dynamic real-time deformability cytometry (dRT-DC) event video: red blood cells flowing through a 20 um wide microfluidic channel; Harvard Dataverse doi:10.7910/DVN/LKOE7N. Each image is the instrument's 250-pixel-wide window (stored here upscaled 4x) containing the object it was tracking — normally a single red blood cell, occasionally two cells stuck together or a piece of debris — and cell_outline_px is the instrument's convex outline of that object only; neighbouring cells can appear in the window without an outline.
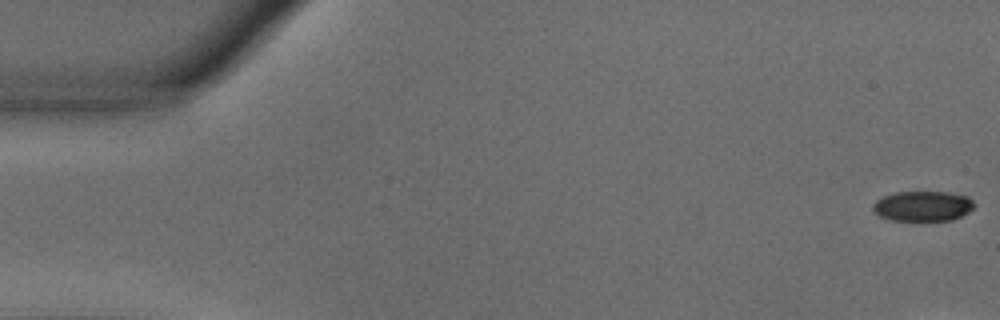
{"species": "common noctule bat (a hibernating species)", "species_latin": "Nyctalus noctula", "temperature_condition": "warm", "stored_images_in_passage": 13, "camera_frame_rate_fps": 3000, "um_per_image_px": 0.085, "animal": {"sex": "male", "body_mass_g": 18.8}, "frame": {"image": 1, "passage_image": 1, "time_ms": 0.0, "image_size_px": [1000, 320], "cell_outline_px": [[976, 204], [968, 212], [952, 220], [888, 220], [872, 212], [872, 204], [876, 200], [884, 196], [896, 192], [948, 192], [968, 196]], "centroid_in_image_um": [78.41, 17.51], "position_along_channel_um": 6.6, "area_um2": 17.86}}